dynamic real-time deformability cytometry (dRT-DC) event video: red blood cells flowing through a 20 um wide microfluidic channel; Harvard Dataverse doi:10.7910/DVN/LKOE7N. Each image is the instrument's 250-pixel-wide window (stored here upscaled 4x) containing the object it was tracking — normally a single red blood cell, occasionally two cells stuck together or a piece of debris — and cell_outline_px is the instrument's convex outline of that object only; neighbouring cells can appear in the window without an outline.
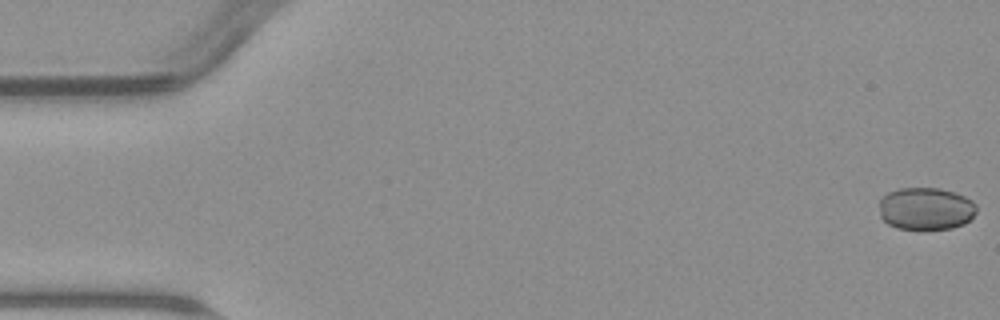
{"species": "common noctule bat (a hibernating species)", "species_latin": "Nyctalus noctula", "temperature_condition": "warm", "stored_images_in_passage": 5, "camera_frame_rate_fps": 3000, "um_per_image_px": 0.085, "animal": {"sex": "male", "body_mass_g": 23.1, "forearm_length_mm": 52.7}, "frame": {"image": 1, "passage_image": 1, "time_ms": 0.0, "image_size_px": [1000, 320], "cell_outline_px": [[976, 212], [964, 224], [952, 228], [896, 228], [888, 224], [880, 216], [880, 200], [888, 192], [900, 188], [940, 188], [964, 196], [972, 200], [976, 204]], "centroid_in_image_um": [78.69, 17.72], "position_along_channel_um": 6.3, "area_um2": 23.81}}